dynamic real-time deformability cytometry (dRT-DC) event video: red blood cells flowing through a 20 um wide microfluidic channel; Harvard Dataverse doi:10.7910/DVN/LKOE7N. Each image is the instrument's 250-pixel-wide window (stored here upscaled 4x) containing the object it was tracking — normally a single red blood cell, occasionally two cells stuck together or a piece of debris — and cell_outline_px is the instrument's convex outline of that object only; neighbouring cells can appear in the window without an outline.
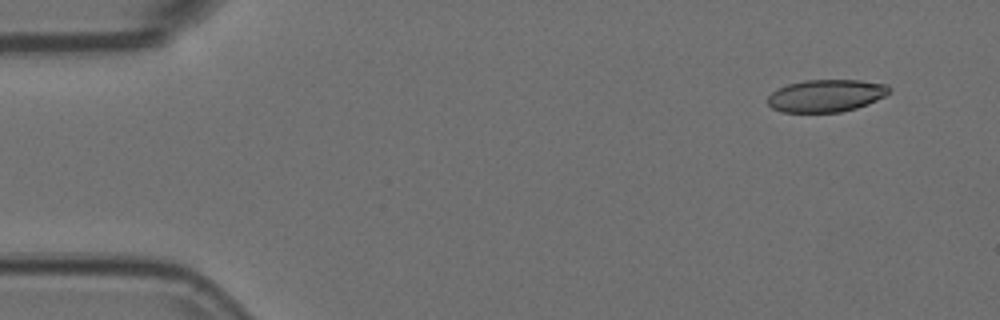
{"species": "Egyptian fruit bat (a non-hibernating species)", "species_latin": "Rousettus aegyptiacus", "temperature_condition": "room temperature", "stored_images_in_passage": 4, "camera_frame_rate_fps": 3000, "um_per_image_px": 0.085, "animal": {"sex": "female"}, "frame": {"image": 1, "passage_image": 1, "time_ms": 0.0, "image_size_px": [1000, 320], "cell_outline_px": [[892, 92], [868, 104], [856, 108], [840, 112], [780, 112], [772, 108], [768, 104], [768, 96], [776, 88], [788, 84], [804, 80], [860, 80], [888, 84], [892, 88]], "centroid_in_image_um": [70.23, 8.12], "position_along_channel_um": 14.8, "area_um2": 23.18}}
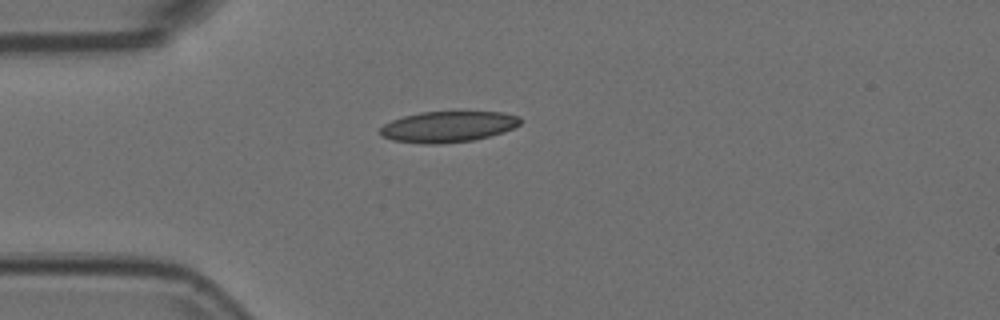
{"frame": {"image": 2, "passage_image": 4, "time_ms": 1.0, "image_size_px": [1000, 320], "cell_outline_px": [[520, 124], [504, 132], [472, 140], [436, 144], [424, 144], [392, 140], [384, 136], [380, 132], [380, 128], [384, 124], [392, 120], [404, 116], [420, 112], [504, 112], [520, 116]], "centroid_in_image_um": [38.09, 10.76], "position_along_channel_um": 46.9, "area_um2": 25.09}}